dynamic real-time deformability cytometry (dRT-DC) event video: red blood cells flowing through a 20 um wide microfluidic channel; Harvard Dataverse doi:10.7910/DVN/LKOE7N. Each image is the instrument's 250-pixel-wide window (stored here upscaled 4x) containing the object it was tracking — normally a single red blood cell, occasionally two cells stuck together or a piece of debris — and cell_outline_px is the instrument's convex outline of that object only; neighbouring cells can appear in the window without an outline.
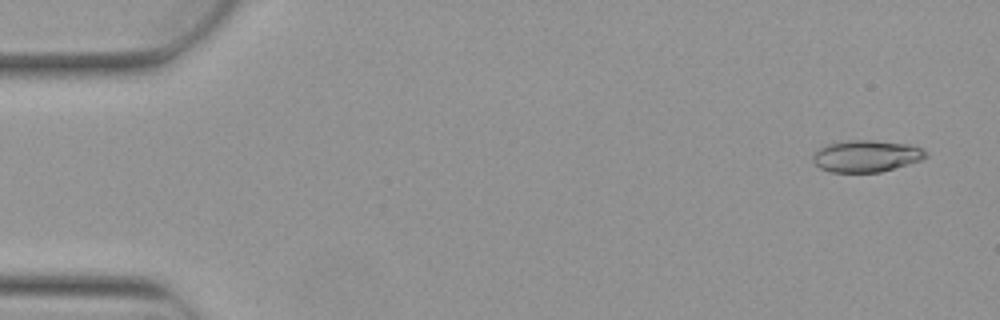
{"species": "Egyptian fruit bat (a non-hibernating species)", "species_latin": "Rousettus aegyptiacus", "temperature_condition": "warm", "stored_images_in_passage": 5, "segment_of_instrument_passage": [1, 2], "camera_frame_rate_fps": 3000, "um_per_image_px": 0.085, "animal": {"sex": "female"}, "frame": {"image": 1, "passage_image": 1, "time_ms": 0.0, "image_size_px": [1000, 320], "cell_outline_px": [[928, 156], [920, 160], [908, 164], [880, 172], [832, 172], [820, 168], [812, 160], [812, 156], [820, 148], [828, 144], [848, 140], [872, 140], [908, 144], [920, 148]], "centroid_in_image_um": [73.61, 13.26], "position_along_channel_um": 11.4, "area_um2": 20.63}}